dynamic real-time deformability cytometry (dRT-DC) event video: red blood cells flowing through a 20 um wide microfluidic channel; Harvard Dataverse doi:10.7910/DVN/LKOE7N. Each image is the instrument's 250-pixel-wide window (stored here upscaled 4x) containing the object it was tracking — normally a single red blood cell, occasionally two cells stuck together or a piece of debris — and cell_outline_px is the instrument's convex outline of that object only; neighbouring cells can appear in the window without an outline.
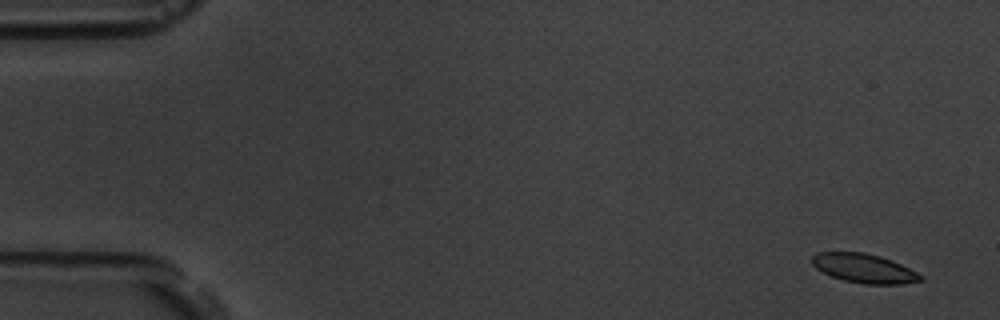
{"species": "common noctule bat (a hibernating species)", "species_latin": "Nyctalus noctula", "temperature_condition": "room temperature", "stored_images_in_passage": 5, "camera_frame_rate_fps": 3000, "um_per_image_px": 0.085, "animal": {"sex": "male", "body_mass_g": 19.5, "forearm_length_mm": 54.6}, "frame": {"image": 1, "passage_image": 1, "time_ms": 0.0, "image_size_px": [1000, 320], "cell_outline_px": [[924, 280], [900, 284], [864, 284], [844, 280], [832, 276], [816, 268], [812, 264], [812, 256], [816, 252], [864, 252], [880, 256], [892, 260], [924, 276]], "centroid_in_image_um": [73.45, 22.8], "position_along_channel_um": 11.6, "area_um2": 18.32}}